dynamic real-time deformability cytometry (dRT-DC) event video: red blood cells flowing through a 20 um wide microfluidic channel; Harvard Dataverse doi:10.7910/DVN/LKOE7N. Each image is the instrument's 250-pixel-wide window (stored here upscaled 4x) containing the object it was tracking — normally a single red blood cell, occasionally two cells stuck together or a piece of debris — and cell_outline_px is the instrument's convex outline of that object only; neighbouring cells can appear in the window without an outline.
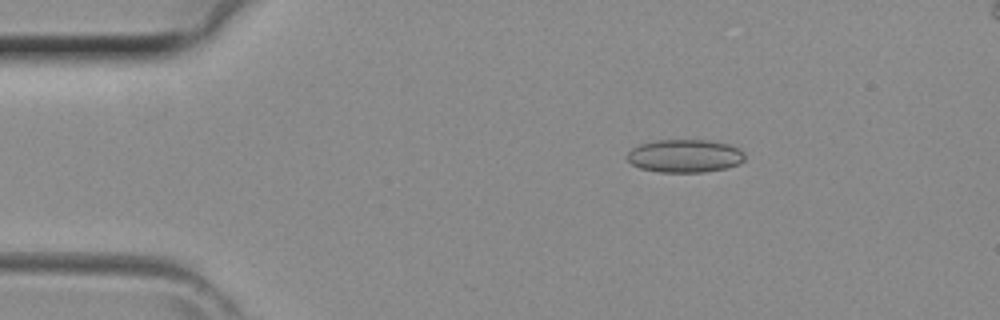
{"species": "common noctule bat (a hibernating species)", "species_latin": "Nyctalus noctula", "temperature_condition": "room temperature", "stored_images_in_passage": 36, "camera_frame_rate_fps": 3000, "um_per_image_px": 0.085, "animal": {"sex": "female", "body_mass_g": 29.2, "forearm_length_mm": 56.3}, "frame": {"image": 1, "passage_image": 1, "time_ms": 0.0, "image_size_px": [1000, 320], "cell_outline_px": [[744, 160], [740, 164], [724, 168], [704, 172], [660, 172], [640, 168], [632, 164], [624, 156], [632, 148], [640, 144], [656, 140], [712, 140], [728, 144], [740, 148], [744, 152]], "centroid_in_image_um": [58.21, 13.25], "position_along_channel_um": 26.8, "area_um2": 22.83}}
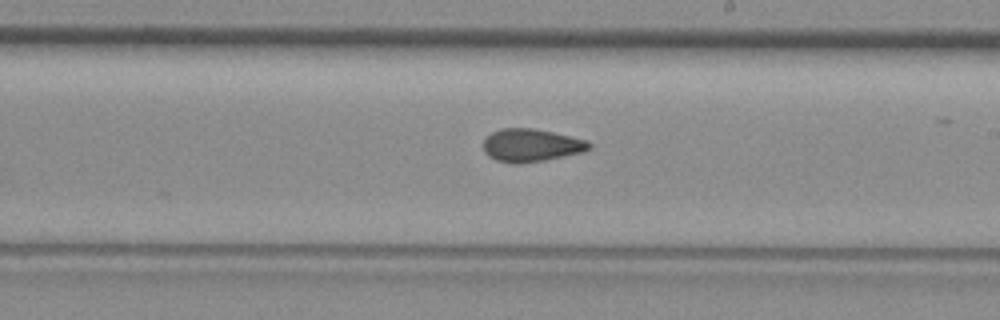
{"frame": {"image": 2, "passage_image": 18, "time_ms": 5.667, "image_size_px": [1000, 320], "cell_outline_px": [[592, 148], [584, 152], [544, 160], [520, 164], [512, 164], [496, 160], [488, 156], [484, 152], [484, 140], [492, 132], [504, 128], [532, 128], [552, 132], [588, 140], [592, 144]], "centroid_in_image_um": [45.17, 12.36], "position_along_channel_um": 243.8, "area_um2": 20.35}}
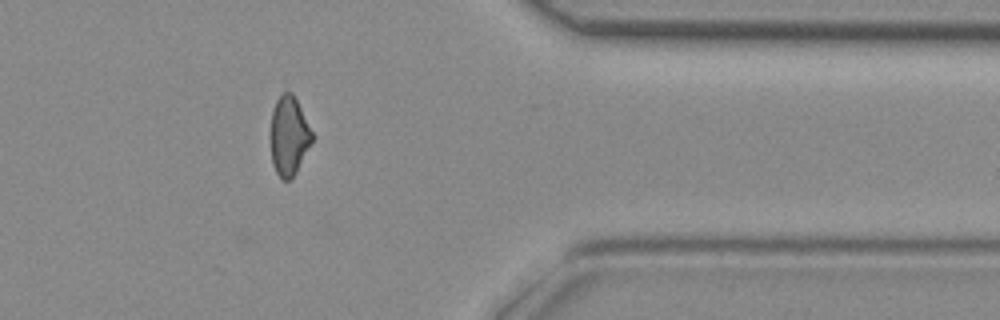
{"frame": {"image": 3, "passage_image": 28, "time_ms": 9.0, "image_size_px": [1000, 320], "cell_outline_px": [[316, 136], [296, 172], [288, 180], [284, 180], [276, 172], [272, 164], [272, 112], [276, 100], [284, 92], [292, 92]], "centroid_in_image_um": [24.61, 11.54], "position_along_channel_um": 386.8, "area_um2": 18.96}}